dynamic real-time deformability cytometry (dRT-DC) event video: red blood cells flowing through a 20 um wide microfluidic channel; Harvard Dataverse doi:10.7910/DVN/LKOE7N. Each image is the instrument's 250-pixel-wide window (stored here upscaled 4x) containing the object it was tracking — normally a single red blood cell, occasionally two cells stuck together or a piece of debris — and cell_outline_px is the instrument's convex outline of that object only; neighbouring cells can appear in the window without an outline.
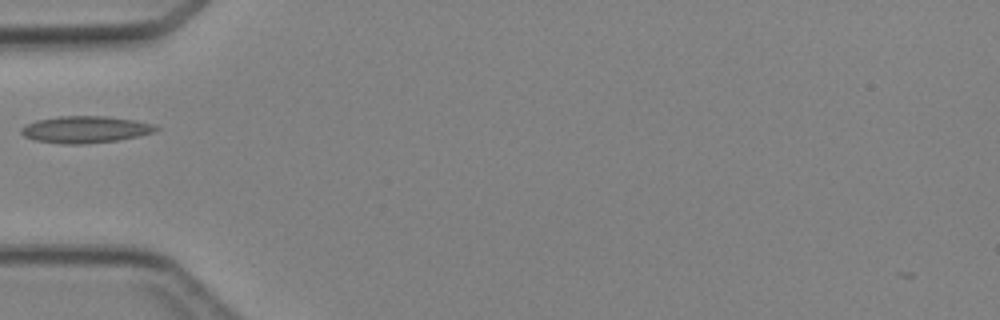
{"species": "Egyptian fruit bat (a non-hibernating species)", "species_latin": "Rousettus aegyptiacus", "temperature_condition": "cold", "stored_images_in_passage": 1, "camera_frame_rate_fps": 3000, "um_per_image_px": 0.085, "animal": {"sex": "female"}, "frame": {"image": 1, "passage_image": 1, "time_ms": 0.0, "image_size_px": [1000, 320], "cell_outline_px": [[160, 128], [156, 132], [140, 136], [116, 140], [88, 144], [64, 144], [36, 140], [24, 136], [20, 132], [20, 128], [36, 120], [60, 116], [108, 116], [136, 120], [156, 124]], "centroid_in_image_um": [7.32, 11.0], "position_along_channel_um": 77.7, "area_um2": 21.27}}